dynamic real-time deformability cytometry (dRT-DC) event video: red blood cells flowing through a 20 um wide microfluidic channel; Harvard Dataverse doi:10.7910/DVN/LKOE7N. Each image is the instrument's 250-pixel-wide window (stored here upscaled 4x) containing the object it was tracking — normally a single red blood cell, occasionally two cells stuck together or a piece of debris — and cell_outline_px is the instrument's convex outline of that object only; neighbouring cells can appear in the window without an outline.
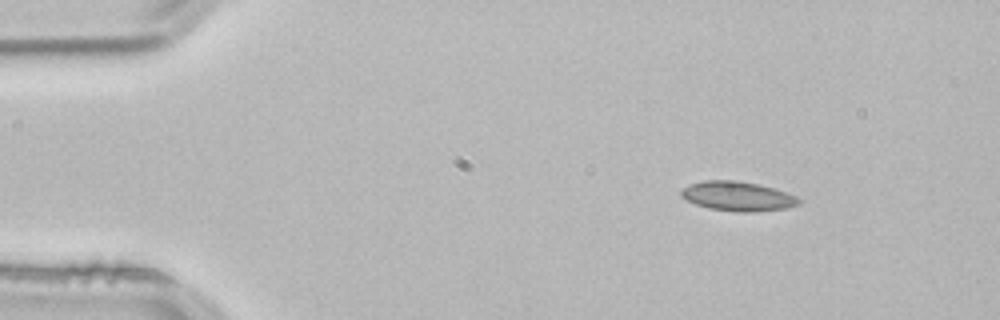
{"species": "common noctule bat (a hibernating species)", "species_latin": "Nyctalus noctula", "temperature_condition": "room temperature", "stored_images_in_passage": 52, "camera_frame_rate_fps": 3000, "um_per_image_px": 0.085, "animal": {"sex": "male", "body_mass_g": 21.5, "forearm_length_mm": 52.0}, "frame": {"image": 1, "passage_image": 6, "time_ms": 1.667, "image_size_px": [1000, 320], "cell_outline_px": [[804, 200], [800, 204], [788, 208], [752, 212], [740, 212], [708, 208], [696, 204], [680, 196], [680, 192], [688, 184], [704, 180], [736, 180], [760, 184], [776, 188], [796, 196]], "centroid_in_image_um": [62.75, 16.67], "position_along_channel_um": 22.2, "area_um2": 20.46}}
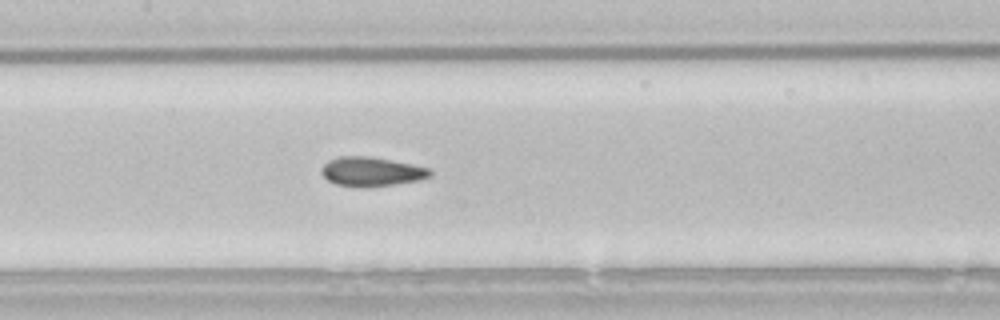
{"frame": {"image": 2, "passage_image": 24, "time_ms": 7.667, "image_size_px": [1000, 320], "cell_outline_px": [[432, 176], [420, 180], [396, 184], [368, 188], [356, 188], [336, 184], [328, 180], [320, 172], [320, 168], [328, 160], [340, 156], [368, 156], [392, 160], [412, 164], [428, 168], [432, 172]], "centroid_in_image_um": [31.56, 14.6], "position_along_channel_um": 175.8, "area_um2": 18.84}}
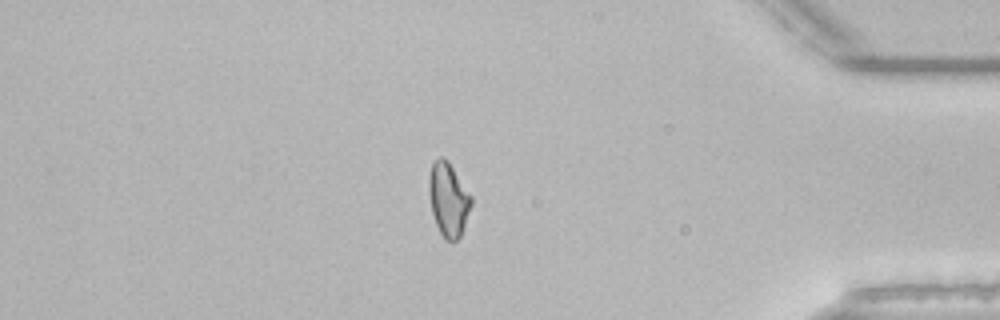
{"frame": {"image": 3, "passage_image": 44, "time_ms": 14.333, "image_size_px": [1000, 320], "cell_outline_px": [[472, 204], [460, 236], [456, 240], [444, 240], [436, 224], [432, 212], [428, 192], [428, 176], [432, 164], [440, 156], [444, 156], [448, 160], [472, 196]], "centroid_in_image_um": [38.1, 16.92], "position_along_channel_um": 397.1, "area_um2": 18.21}, "authors_computed_cell_mechanics": {"area_um2": 18.5538, "velocity_mm_per_s": 3.8466, "shape_relaxation_time_tau1_ms": null, "shape_relaxation_time_tau2_ms": 4.1979, "deformation_change_tau1": null, "deformation_change_tau2": 0.1022}}